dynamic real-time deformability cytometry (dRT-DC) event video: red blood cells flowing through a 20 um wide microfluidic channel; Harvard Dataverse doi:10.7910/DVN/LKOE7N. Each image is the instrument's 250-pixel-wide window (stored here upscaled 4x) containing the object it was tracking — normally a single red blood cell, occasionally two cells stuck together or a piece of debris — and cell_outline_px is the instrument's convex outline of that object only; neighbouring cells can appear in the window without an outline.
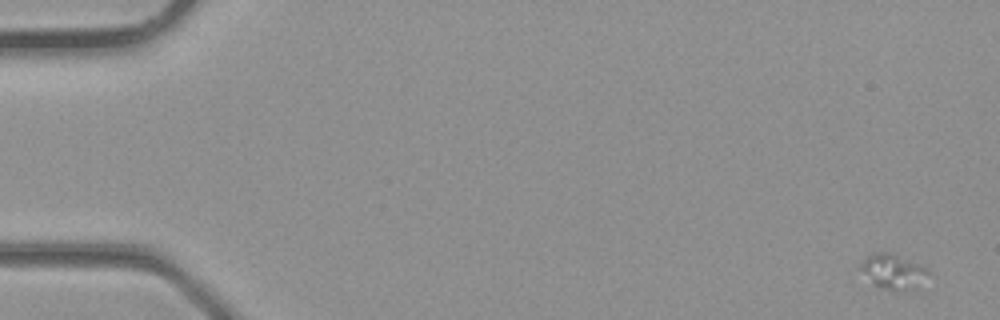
{"species": "common noctule bat (a hibernating species)", "species_latin": "Nyctalus noctula", "temperature_condition": "room temperature", "stored_images_in_passage": 5, "camera_frame_rate_fps": 3000, "um_per_image_px": 0.085, "animal": {"sex": "male", "body_mass_g": 23.1, "forearm_length_mm": 52.7}, "frame": {"image": 1, "passage_image": 1, "time_ms": 0.0, "image_size_px": [1000, 320], "cell_outline_px": [[932, 272], [924, 276], [896, 288], [888, 288], [872, 284], [860, 268], [860, 264], [864, 256], [872, 252], [888, 252], [920, 264]], "centroid_in_image_um": [75.74, 22.93], "position_along_channel_um": 9.3, "area_um2": 12.31}}